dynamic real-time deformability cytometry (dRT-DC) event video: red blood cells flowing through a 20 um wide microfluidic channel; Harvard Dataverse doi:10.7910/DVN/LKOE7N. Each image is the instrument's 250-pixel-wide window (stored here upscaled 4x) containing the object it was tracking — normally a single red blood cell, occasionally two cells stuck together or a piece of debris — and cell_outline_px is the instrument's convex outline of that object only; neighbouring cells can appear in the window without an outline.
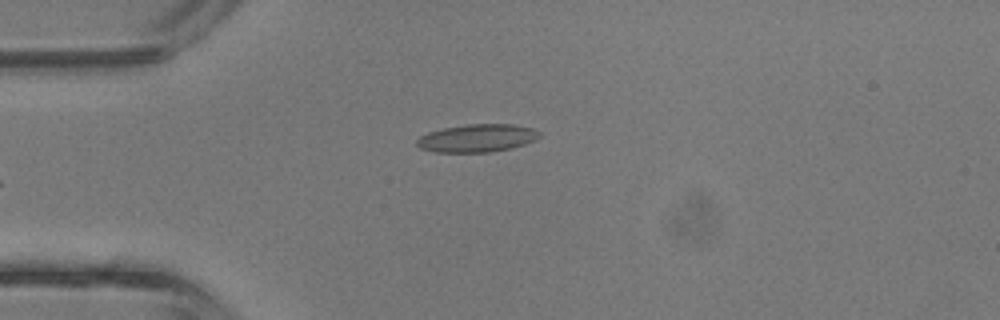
{"species": "common noctule bat (a hibernating species)", "species_latin": "Nyctalus noctula", "temperature_condition": "room temperature", "stored_images_in_passage": 4, "camera_frame_rate_fps": 3000, "um_per_image_px": 0.085, "animal": {"sex": "male", "body_mass_g": 13.3}, "frame": {"image": 1, "passage_image": 4, "time_ms": 1.0, "image_size_px": [1000, 320], "cell_outline_px": [[540, 136], [524, 144], [512, 148], [488, 152], [436, 152], [420, 148], [416, 144], [416, 140], [420, 136], [428, 132], [444, 128], [468, 124], [512, 124], [532, 128], [540, 132]], "centroid_in_image_um": [40.53, 11.74], "position_along_channel_um": 44.5, "area_um2": 19.77}}